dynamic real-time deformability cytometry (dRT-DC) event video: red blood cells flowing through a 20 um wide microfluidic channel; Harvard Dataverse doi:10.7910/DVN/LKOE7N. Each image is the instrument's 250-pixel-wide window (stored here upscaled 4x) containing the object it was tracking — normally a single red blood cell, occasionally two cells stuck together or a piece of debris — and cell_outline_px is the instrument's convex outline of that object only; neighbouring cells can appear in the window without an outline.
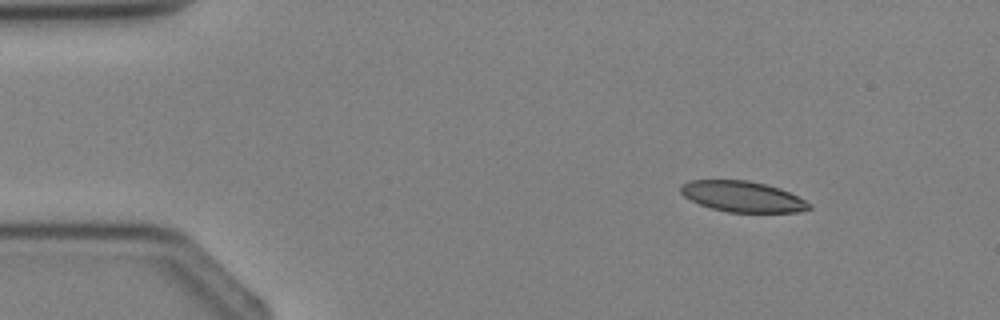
{"species": "Egyptian fruit bat (a non-hibernating species)", "species_latin": "Rousettus aegyptiacus", "temperature_condition": "cold", "stored_images_in_passage": 3, "camera_frame_rate_fps": 3000, "um_per_image_px": 0.085, "animal": {"sex": "female"}, "frame": {"image": 1, "passage_image": 1, "time_ms": 0.0, "image_size_px": [1000, 320], "cell_outline_px": [[812, 208], [796, 212], [728, 212], [712, 208], [700, 204], [684, 196], [680, 192], [680, 184], [688, 180], [748, 180], [780, 188], [812, 204]], "centroid_in_image_um": [63.09, 16.7], "position_along_channel_um": 21.9, "area_um2": 22.89}}
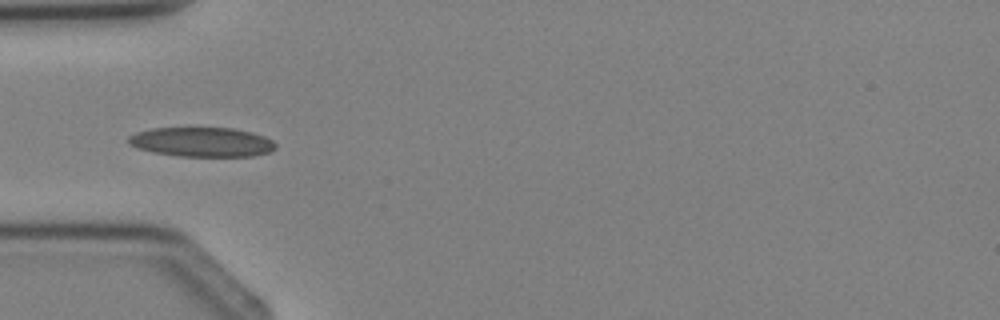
{"frame": {"image": 2, "passage_image": 3, "time_ms": 2.333, "image_size_px": [1000, 320], "cell_outline_px": [[276, 148], [268, 152], [252, 156], [180, 156], [156, 152], [140, 148], [128, 144], [128, 136], [136, 132], [152, 128], [232, 128], [252, 132], [264, 136], [272, 140], [276, 144]], "centroid_in_image_um": [17.17, 12.06], "position_along_channel_um": 67.8, "area_um2": 25.09}}